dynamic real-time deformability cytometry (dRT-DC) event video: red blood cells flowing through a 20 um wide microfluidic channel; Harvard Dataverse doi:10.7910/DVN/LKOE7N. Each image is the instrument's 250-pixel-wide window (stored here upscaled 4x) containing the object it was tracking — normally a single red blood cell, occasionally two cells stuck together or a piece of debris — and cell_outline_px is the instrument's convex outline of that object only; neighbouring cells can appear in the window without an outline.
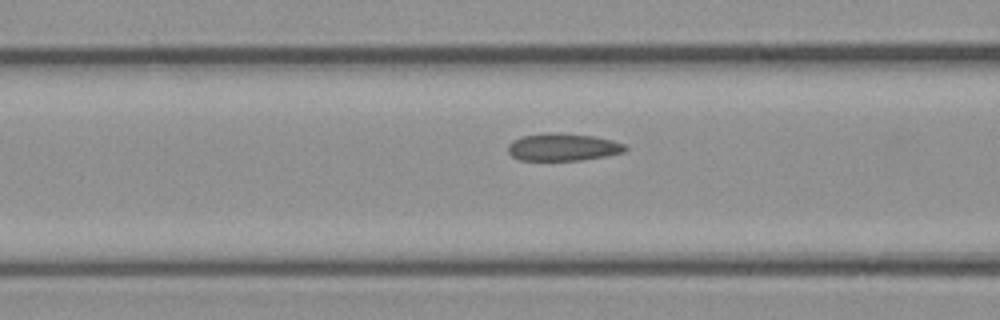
{"species": "common noctule bat (a hibernating species)", "species_latin": "Nyctalus noctula", "temperature_condition": "cold", "stored_images_in_passage": 12, "camera_frame_rate_fps": 3000, "um_per_image_px": 0.085, "animal": {"sex": "female", "body_mass_g": 21.9}, "frame": {"image": 1, "passage_image": 7, "time_ms": 2.0, "image_size_px": [1000, 320], "cell_outline_px": [[628, 148], [624, 152], [604, 156], [580, 160], [520, 160], [512, 156], [508, 152], [508, 144], [512, 140], [524, 136], [548, 132], [596, 136], [612, 140], [624, 144]], "centroid_in_image_um": [47.84, 12.5], "position_along_channel_um": 118.8, "area_um2": 18.67}}
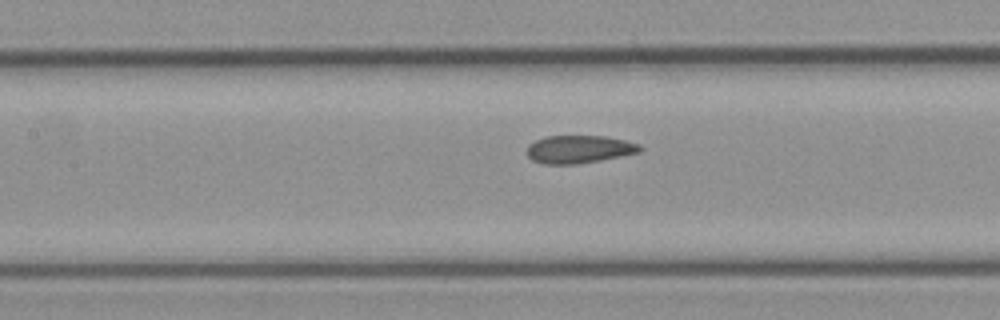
{"frame": {"image": 2, "passage_image": 10, "time_ms": 3.0, "image_size_px": [1000, 320], "cell_outline_px": [[644, 148], [640, 152], [600, 160], [576, 164], [544, 164], [532, 160], [528, 156], [528, 144], [544, 136], [608, 136], [640, 144]], "centroid_in_image_um": [49.23, 12.68], "position_along_channel_um": 158.2, "area_um2": 18.38}}